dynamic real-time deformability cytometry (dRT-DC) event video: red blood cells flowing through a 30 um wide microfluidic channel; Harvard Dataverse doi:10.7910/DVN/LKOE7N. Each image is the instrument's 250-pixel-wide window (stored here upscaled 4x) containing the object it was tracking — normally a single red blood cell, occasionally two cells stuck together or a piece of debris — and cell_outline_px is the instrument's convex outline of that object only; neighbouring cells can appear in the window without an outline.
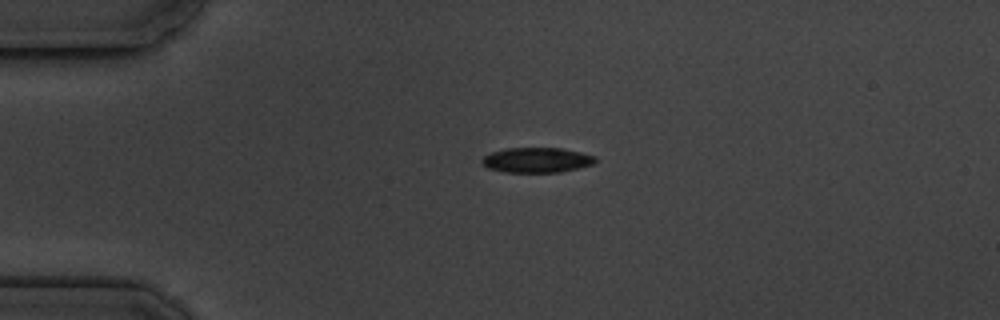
{"species": "common noctule bat (a hibernating species)", "species_latin": "Nyctalus noctula", "temperature_condition": "cold", "stored_images_in_passage": 3, "camera_frame_rate_fps": 3000, "um_per_image_px": 0.085, "animal": {"sex": "male", "body_mass_g": 19.5, "forearm_length_mm": 54.6}, "frame": {"image": 1, "passage_image": 1, "time_ms": 0.0, "image_size_px": [1000, 320], "cell_outline_px": [[596, 160], [592, 164], [560, 172], [504, 172], [488, 168], [480, 164], [480, 160], [484, 156], [492, 152], [508, 148], [564, 148], [596, 156]], "centroid_in_image_um": [45.59, 13.6], "position_along_channel_um": 39.4, "area_um2": 16.53}}